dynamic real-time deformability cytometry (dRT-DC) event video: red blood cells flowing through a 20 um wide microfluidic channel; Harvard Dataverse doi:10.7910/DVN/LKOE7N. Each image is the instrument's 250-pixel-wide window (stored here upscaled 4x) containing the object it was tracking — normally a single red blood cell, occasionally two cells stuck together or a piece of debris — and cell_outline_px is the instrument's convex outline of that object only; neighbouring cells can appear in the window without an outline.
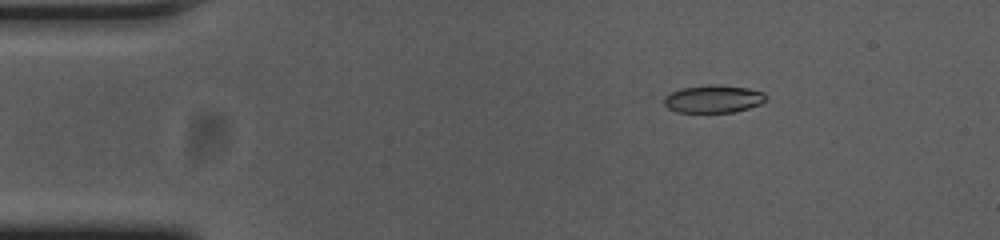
{"species": "common noctule bat (a hibernating species)", "species_latin": "Nyctalus noctula", "temperature_condition": "cold", "stored_images_in_passage": 52, "camera_frame_rate_fps": 3000, "um_per_image_px": 0.085, "animal": {"sex": "female", "body_mass_g": 23.0, "forearm_length_mm": 53.4}, "frame": {"image": 1, "passage_image": 5, "time_ms": 1.333, "image_size_px": [1000, 240], "cell_outline_px": [[768, 96], [760, 104], [748, 108], [732, 112], [676, 112], [668, 108], [664, 104], [664, 96], [672, 92], [684, 88], [708, 84], [716, 84], [748, 88], [764, 92]], "centroid_in_image_um": [60.64, 8.4], "position_along_channel_um": 24.4, "area_um2": 16.42}}
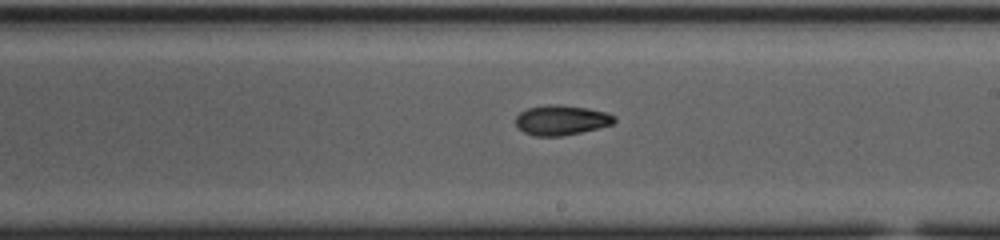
{"frame": {"image": 2, "passage_image": 28, "time_ms": 9.0, "image_size_px": [1000, 240], "cell_outline_px": [[616, 120], [612, 124], [564, 136], [536, 136], [524, 132], [516, 124], [516, 116], [520, 112], [528, 108], [548, 104], [560, 104], [588, 108], [608, 112], [616, 116]], "centroid_in_image_um": [47.73, 10.19], "position_along_channel_um": 241.3, "area_um2": 17.22}}
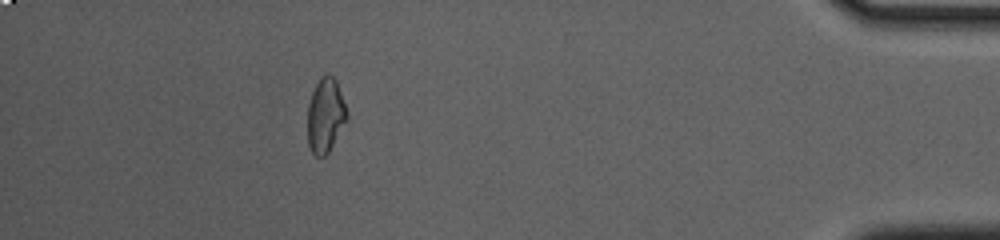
{"frame": {"image": 3, "passage_image": 46, "time_ms": 15.0, "image_size_px": [1000, 240], "cell_outline_px": [[348, 116], [328, 152], [324, 156], [316, 156], [312, 152], [308, 144], [308, 104], [312, 92], [320, 76], [328, 72], [336, 80], [348, 112]], "centroid_in_image_um": [27.65, 9.76], "position_along_channel_um": 407.5, "area_um2": 16.88}, "authors_computed_cell_mechanics": {"area_um2": 16.9354, "velocity_mm_per_s": 3.7065, "shape_relaxation_time_tau1_ms": 5.8929, "shape_relaxation_time_tau2_ms": null, "deformation_change_tau1": 0.1757, "deformation_change_tau2": null}}